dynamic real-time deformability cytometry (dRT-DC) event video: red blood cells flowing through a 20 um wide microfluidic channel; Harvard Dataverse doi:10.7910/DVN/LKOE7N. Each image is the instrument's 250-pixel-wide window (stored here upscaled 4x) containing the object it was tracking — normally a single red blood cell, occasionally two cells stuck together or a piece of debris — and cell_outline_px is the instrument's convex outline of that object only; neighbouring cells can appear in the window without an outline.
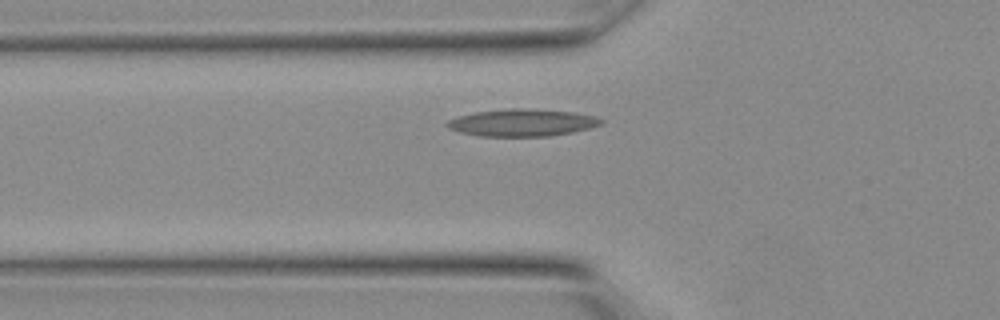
{"species": "Egyptian fruit bat (a non-hibernating species)", "species_latin": "Rousettus aegyptiacus", "temperature_condition": "warm", "stored_images_in_passage": 12, "camera_frame_rate_fps": 3000, "um_per_image_px": 0.085, "animal": {"sex": "female"}, "frame": {"image": 1, "passage_image": 6, "time_ms": 1.667, "image_size_px": [1000, 320], "cell_outline_px": [[604, 120], [600, 124], [588, 128], [572, 132], [548, 136], [480, 136], [460, 132], [448, 128], [444, 124], [448, 120], [456, 116], [472, 112], [504, 108], [536, 108], [576, 112], [596, 116]], "centroid_in_image_um": [44.35, 10.4], "position_along_channel_um": 81.5, "area_um2": 24.8}}
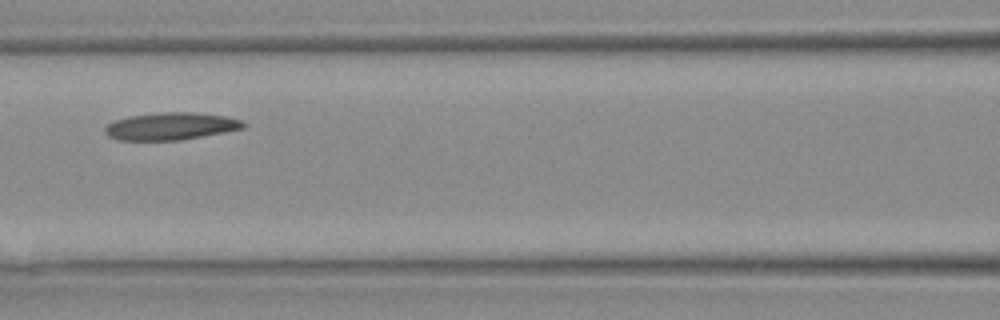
{"frame": {"image": 2, "passage_image": 9, "time_ms": 2.667, "image_size_px": [1000, 320], "cell_outline_px": [[248, 124], [244, 128], [224, 132], [180, 140], [116, 140], [108, 136], [104, 132], [104, 128], [108, 124], [116, 120], [128, 116], [160, 112], [196, 112], [228, 116], [244, 120]], "centroid_in_image_um": [14.56, 10.72], "position_along_channel_um": 152.0, "area_um2": 22.31}}